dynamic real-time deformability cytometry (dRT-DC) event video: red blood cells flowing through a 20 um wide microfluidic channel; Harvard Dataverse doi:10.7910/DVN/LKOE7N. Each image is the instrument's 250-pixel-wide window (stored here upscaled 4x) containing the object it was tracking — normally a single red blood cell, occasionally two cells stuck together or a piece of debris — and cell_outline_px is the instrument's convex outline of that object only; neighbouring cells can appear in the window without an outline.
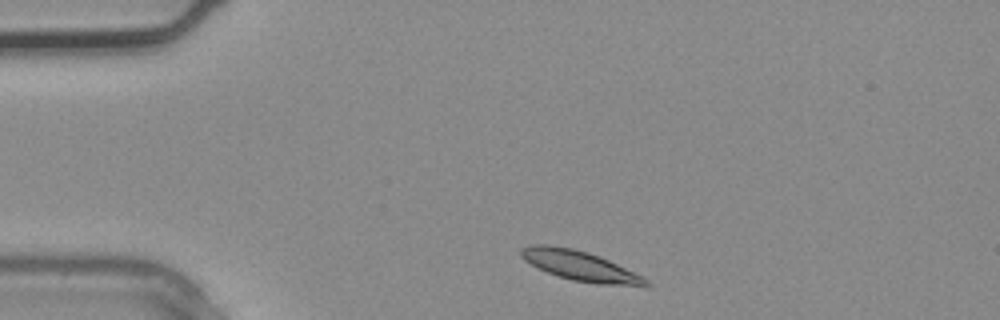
{"species": "common noctule bat (a hibernating species)", "species_latin": "Nyctalus noctula", "temperature_condition": "warm", "stored_images_in_passage": 3, "camera_frame_rate_fps": 3000, "um_per_image_px": 0.085, "animal": {"sex": "male", "body_mass_g": 20.4}, "frame": {"image": 1, "passage_image": 3, "time_ms": 0.667, "image_size_px": [1000, 320], "cell_outline_px": [[652, 284], [600, 284], [572, 280], [548, 272], [524, 260], [520, 256], [520, 248], [532, 244], [544, 244], [572, 248], [588, 252], [608, 260], [644, 276]], "centroid_in_image_um": [49.24, 22.56], "position_along_channel_um": 35.8, "area_um2": 21.15}}